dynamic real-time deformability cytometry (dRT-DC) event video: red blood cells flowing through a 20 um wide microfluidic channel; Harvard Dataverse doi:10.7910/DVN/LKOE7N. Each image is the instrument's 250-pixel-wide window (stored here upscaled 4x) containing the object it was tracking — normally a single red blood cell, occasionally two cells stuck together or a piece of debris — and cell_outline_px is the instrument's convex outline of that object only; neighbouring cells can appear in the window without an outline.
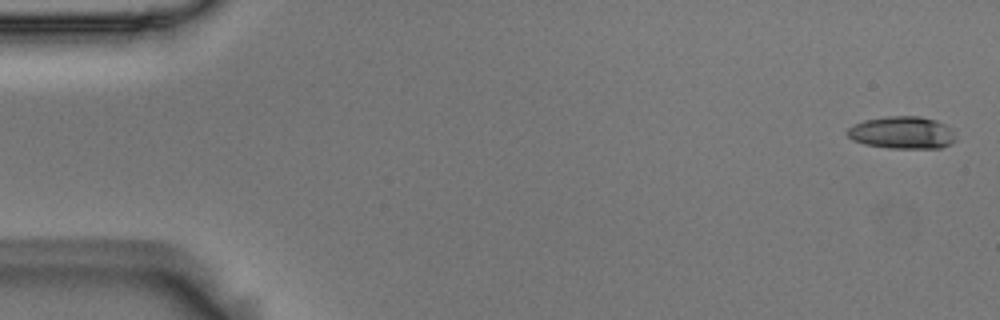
{"species": "Egyptian fruit bat (a non-hibernating species)", "species_latin": "Rousettus aegyptiacus", "temperature_condition": "room temperature", "stored_images_in_passage": 5, "camera_frame_rate_fps": 3000, "um_per_image_px": 0.085, "animal": {"sex": "male"}, "frame": {"image": 1, "passage_image": 1, "time_ms": 0.0, "image_size_px": [1000, 320], "cell_outline_px": [[956, 140], [940, 148], [888, 148], [864, 144], [852, 140], [848, 136], [848, 128], [852, 124], [864, 120], [884, 116], [920, 116], [936, 120], [944, 124], [952, 132]], "centroid_in_image_um": [76.63, 11.27], "position_along_channel_um": 8.4, "area_um2": 20.4}}